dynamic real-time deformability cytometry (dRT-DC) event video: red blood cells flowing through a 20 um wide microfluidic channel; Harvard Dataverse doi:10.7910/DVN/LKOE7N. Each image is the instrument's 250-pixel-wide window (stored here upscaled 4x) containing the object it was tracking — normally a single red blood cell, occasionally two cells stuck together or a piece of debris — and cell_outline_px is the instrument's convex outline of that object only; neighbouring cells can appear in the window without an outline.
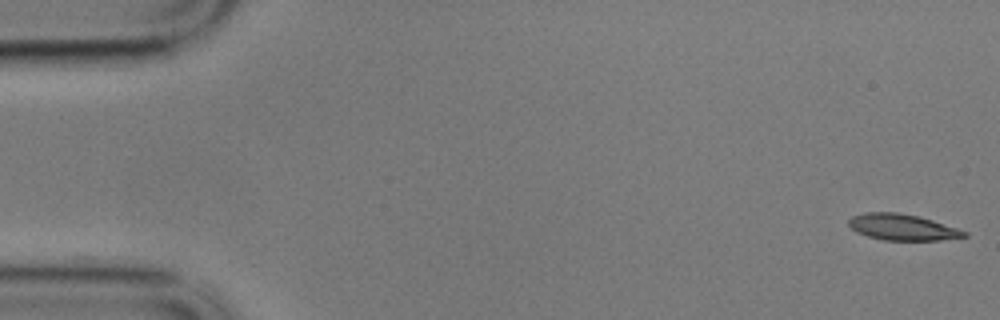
{"species": "common noctule bat (a hibernating species)", "species_latin": "Nyctalus noctula", "temperature_condition": "cold", "stored_images_in_passage": 48, "camera_frame_rate_fps": 3000, "um_per_image_px": 0.085, "animal": {"sex": "male", "body_mass_g": 17.9}, "frame": {"image": 1, "passage_image": 1, "time_ms": 0.0, "image_size_px": [1000, 320], "cell_outline_px": [[968, 236], [940, 240], [884, 240], [868, 236], [856, 232], [848, 224], [848, 220], [852, 216], [864, 212], [896, 212], [920, 216], [968, 232]], "centroid_in_image_um": [76.68, 19.3], "position_along_channel_um": 8.3, "area_um2": 17.57}}
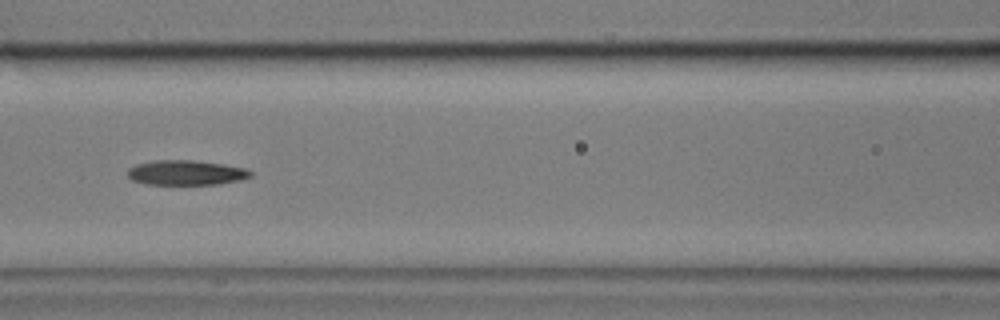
{"frame": {"image": 2, "passage_image": 25, "time_ms": 8.0, "image_size_px": [1000, 320], "cell_outline_px": [[252, 176], [240, 180], [220, 184], [144, 184], [132, 180], [128, 176], [128, 168], [136, 164], [152, 160], [192, 160], [224, 164], [244, 168], [252, 172]], "centroid_in_image_um": [15.8, 14.67], "position_along_channel_um": 150.8, "area_um2": 17.86}}
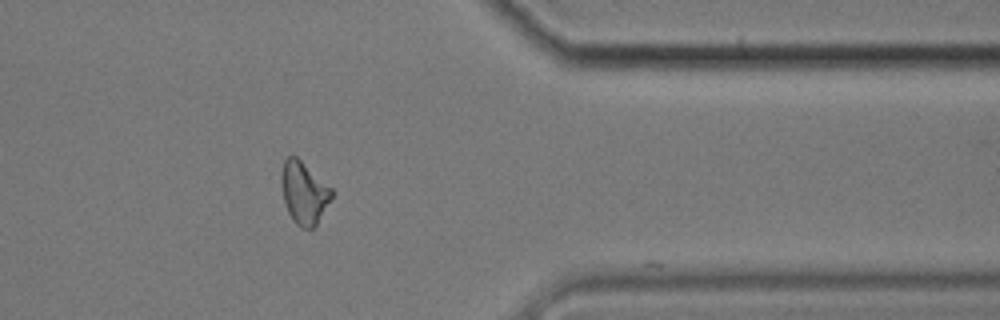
{"frame": {"image": 3, "passage_image": 47, "time_ms": 15.333, "image_size_px": [1000, 320], "cell_outline_px": [[336, 192], [316, 224], [312, 228], [300, 228], [292, 220], [288, 212], [284, 200], [280, 180], [280, 176], [284, 160], [288, 156], [296, 156], [332, 188]], "centroid_in_image_um": [25.84, 16.38], "position_along_channel_um": 385.6, "area_um2": 18.32}}